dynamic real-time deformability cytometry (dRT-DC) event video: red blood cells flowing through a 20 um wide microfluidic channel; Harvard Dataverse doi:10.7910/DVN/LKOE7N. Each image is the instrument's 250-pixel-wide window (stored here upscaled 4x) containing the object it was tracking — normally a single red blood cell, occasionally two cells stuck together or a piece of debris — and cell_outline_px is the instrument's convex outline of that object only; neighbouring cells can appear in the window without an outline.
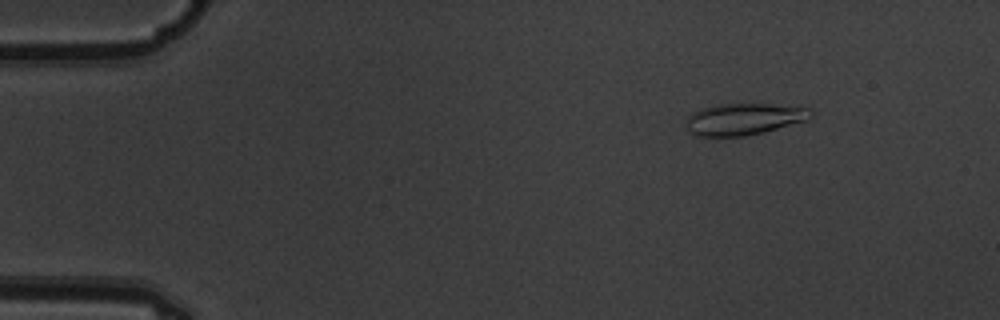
{"species": "common noctule bat (a hibernating species)", "species_latin": "Nyctalus noctula", "temperature_condition": "warm", "stored_images_in_passage": 4, "camera_frame_rate_fps": 3000, "um_per_image_px": 0.085, "animal": {"sex": "male", "body_mass_g": 19.5, "forearm_length_mm": 54.6}, "frame": {"image": 1, "passage_image": 2, "time_ms": 0.333, "image_size_px": [1000, 320], "cell_outline_px": [[812, 116], [808, 120], [764, 132], [744, 136], [700, 136], [688, 132], [688, 116], [692, 112], [700, 108], [720, 104], [772, 104], [808, 108], [812, 112]], "centroid_in_image_um": [63.24, 10.12], "position_along_channel_um": 21.8, "area_um2": 22.89}}